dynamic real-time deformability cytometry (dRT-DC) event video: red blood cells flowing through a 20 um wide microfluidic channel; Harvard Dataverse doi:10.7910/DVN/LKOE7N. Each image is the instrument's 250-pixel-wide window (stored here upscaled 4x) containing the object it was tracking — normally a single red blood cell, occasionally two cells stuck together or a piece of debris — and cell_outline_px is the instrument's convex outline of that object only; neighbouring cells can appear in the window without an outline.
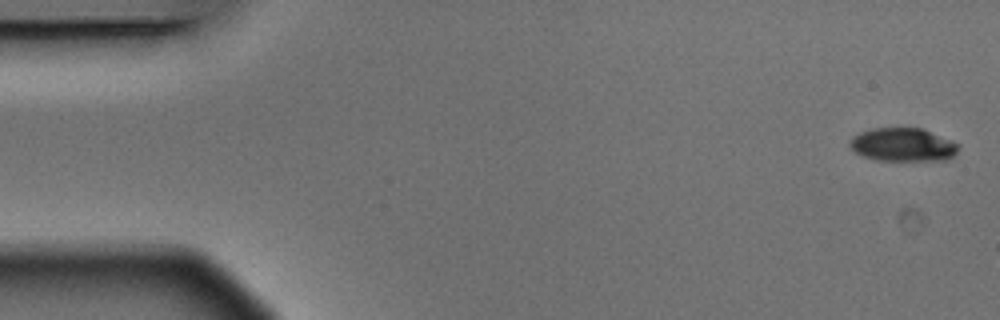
{"species": "Egyptian fruit bat (a non-hibernating species)", "species_latin": "Rousettus aegyptiacus", "temperature_condition": "warm", "stored_images_in_passage": 5, "camera_frame_rate_fps": 3000, "um_per_image_px": 0.085, "animal": {"sex": "male"}, "frame": {"image": 1, "passage_image": 1, "time_ms": 0.0, "image_size_px": [1000, 320], "cell_outline_px": [[960, 148], [948, 160], [872, 160], [856, 152], [848, 144], [852, 136], [860, 132], [872, 128], [920, 128], [960, 144]], "centroid_in_image_um": [76.73, 12.3], "position_along_channel_um": 8.3, "area_um2": 21.04}}
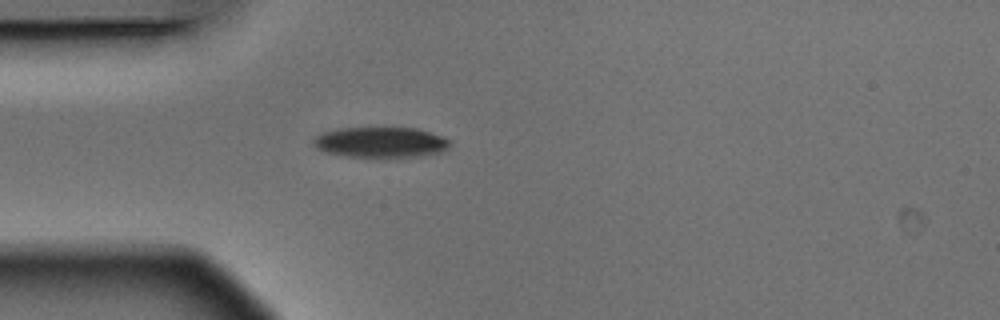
{"frame": {"image": 2, "passage_image": 5, "time_ms": 1.333, "image_size_px": [1000, 320], "cell_outline_px": [[452, 144], [444, 152], [424, 156], [348, 156], [328, 152], [316, 148], [312, 144], [312, 140], [316, 136], [324, 132], [340, 128], [416, 128], [444, 136], [452, 140]], "centroid_in_image_um": [32.44, 12.08], "position_along_channel_um": 52.6, "area_um2": 24.22}}